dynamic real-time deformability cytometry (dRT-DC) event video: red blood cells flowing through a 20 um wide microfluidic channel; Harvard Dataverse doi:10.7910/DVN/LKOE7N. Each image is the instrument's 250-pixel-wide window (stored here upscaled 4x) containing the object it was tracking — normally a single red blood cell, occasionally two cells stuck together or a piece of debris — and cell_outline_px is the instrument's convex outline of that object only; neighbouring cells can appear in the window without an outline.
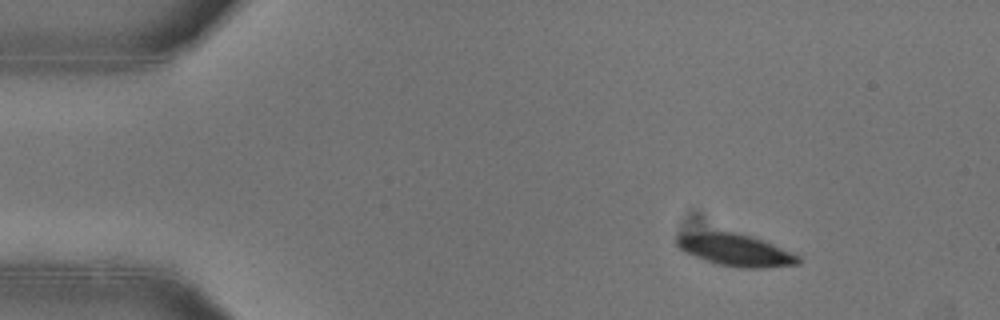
{"species": "common noctule bat (a hibernating species)", "species_latin": "Nyctalus noctula", "temperature_condition": "warm", "stored_images_in_passage": 51, "camera_frame_rate_fps": 3000, "um_per_image_px": 0.085, "animal": {"sex": "female"}, "frame": {"image": 1, "passage_image": 6, "time_ms": 1.667, "image_size_px": [1000, 320], "cell_outline_px": [[800, 264], [764, 268], [740, 268], [716, 264], [704, 260], [684, 252], [676, 244], [676, 236], [700, 232], [732, 232], [752, 236], [772, 244], [800, 256]], "centroid_in_image_um": [62.53, 21.27], "position_along_channel_um": 22.5, "area_um2": 22.54}}
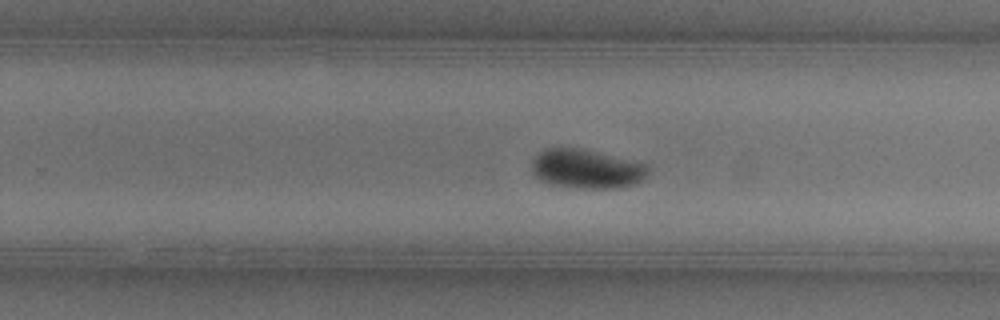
{"frame": {"image": 2, "passage_image": 32, "time_ms": 10.333, "image_size_px": [1000, 320], "cell_outline_px": [[648, 176], [644, 180], [636, 184], [616, 188], [580, 188], [552, 184], [540, 180], [532, 172], [532, 160], [544, 148], [584, 148], [648, 164]], "centroid_in_image_um": [49.9, 14.35], "position_along_channel_um": 279.9, "area_um2": 26.76}}
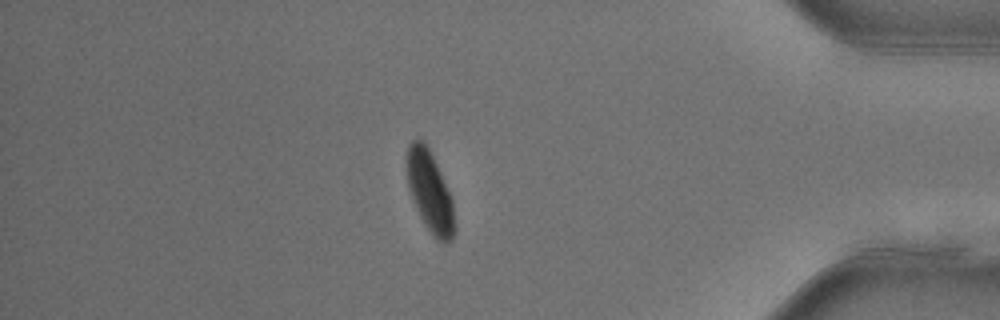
{"frame": {"image": 3, "passage_image": 44, "time_ms": 14.333, "image_size_px": [1000, 320], "cell_outline_px": [[456, 232], [452, 240], [448, 244], [440, 244], [432, 236], [424, 224], [412, 200], [408, 188], [404, 160], [404, 156], [408, 144], [416, 136], [424, 140], [436, 164], [452, 200], [456, 228]], "centroid_in_image_um": [36.5, 16.31], "position_along_channel_um": 398.7, "area_um2": 23.29}, "authors_computed_cell_mechanics": {"area_um2": 24.3916, "velocity_mm_per_s": 3.9259, "shape_relaxation_time_tau1_ms": 3.4618, "shape_relaxation_time_tau2_ms": null, "deformation_change_tau1": 0.1238, "deformation_change_tau2": null}}